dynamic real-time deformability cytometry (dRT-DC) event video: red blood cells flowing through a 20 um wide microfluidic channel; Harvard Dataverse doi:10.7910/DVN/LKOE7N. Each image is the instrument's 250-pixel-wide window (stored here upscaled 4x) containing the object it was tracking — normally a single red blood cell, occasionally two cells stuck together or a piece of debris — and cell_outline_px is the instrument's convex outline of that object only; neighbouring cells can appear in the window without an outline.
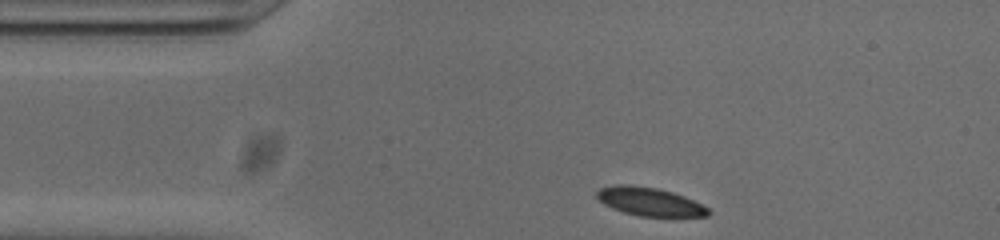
{"species": "common noctule bat (a hibernating species)", "species_latin": "Nyctalus noctula", "temperature_condition": "cold", "stored_images_in_passage": 37, "camera_frame_rate_fps": 3000, "um_per_image_px": 0.085, "animal": {"sex": "male", "body_mass_g": 20.0, "forearm_length_mm": 53.3}, "frame": {"image": 1, "passage_image": 1, "time_ms": 0.0, "image_size_px": [1000, 240], "cell_outline_px": [[712, 212], [708, 216], [640, 216], [624, 212], [612, 208], [604, 204], [596, 196], [596, 192], [600, 188], [616, 184], [624, 184], [656, 188], [672, 192], [684, 196], [708, 208]], "centroid_in_image_um": [55.2, 17.14], "position_along_channel_um": 29.8, "area_um2": 18.21}}
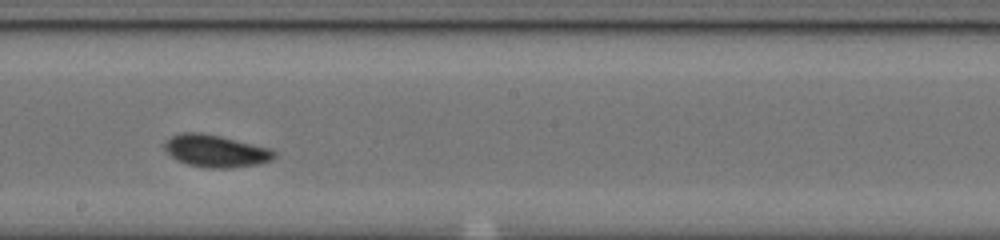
{"frame": {"image": 2, "passage_image": 20, "time_ms": 6.333, "image_size_px": [1000, 240], "cell_outline_px": [[276, 156], [272, 160], [256, 164], [228, 168], [208, 168], [188, 164], [176, 160], [164, 148], [164, 144], [172, 136], [180, 132], [200, 132], [220, 136], [268, 148], [276, 152]], "centroid_in_image_um": [18.32, 12.83], "position_along_channel_um": 229.9, "area_um2": 20.35}}
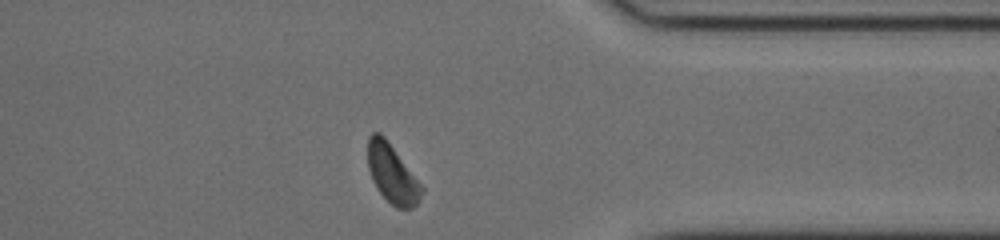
{"frame": {"image": 3, "passage_image": 33, "time_ms": 10.667, "image_size_px": [1000, 240], "cell_outline_px": [[424, 192], [420, 200], [412, 208], [396, 208], [376, 188], [372, 180], [368, 168], [368, 136], [372, 132], [380, 132], [388, 140], [424, 188]], "centroid_in_image_um": [33.34, 14.75], "position_along_channel_um": 378.1, "area_um2": 18.44}}